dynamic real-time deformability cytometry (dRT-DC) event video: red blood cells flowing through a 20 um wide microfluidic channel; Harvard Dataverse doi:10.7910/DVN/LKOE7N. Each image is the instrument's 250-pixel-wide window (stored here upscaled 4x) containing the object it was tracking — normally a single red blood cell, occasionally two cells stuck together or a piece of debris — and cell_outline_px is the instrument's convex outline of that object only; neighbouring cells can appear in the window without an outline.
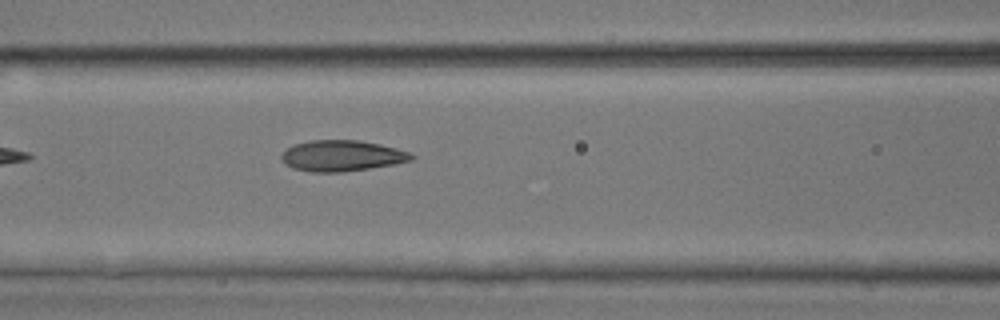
{"species": "common noctule bat (a hibernating species)", "species_latin": "Nyctalus noctula", "temperature_condition": "room temperature", "stored_images_in_passage": 6, "camera_frame_rate_fps": 3000, "um_per_image_px": 0.085, "animal": {"sex": "male", "body_mass_g": 17.9, "forearm_length_mm": 54.2}, "frame": {"image": 1, "passage_image": 6, "time_ms": 1.667, "image_size_px": [1000, 320], "cell_outline_px": [[416, 156], [412, 160], [392, 164], [368, 168], [340, 172], [312, 172], [292, 168], [280, 156], [288, 148], [296, 144], [312, 140], [360, 140], [380, 144], [396, 148], [408, 152]], "centroid_in_image_um": [29.08, 13.23], "position_along_channel_um": 137.5, "area_um2": 23.06}}